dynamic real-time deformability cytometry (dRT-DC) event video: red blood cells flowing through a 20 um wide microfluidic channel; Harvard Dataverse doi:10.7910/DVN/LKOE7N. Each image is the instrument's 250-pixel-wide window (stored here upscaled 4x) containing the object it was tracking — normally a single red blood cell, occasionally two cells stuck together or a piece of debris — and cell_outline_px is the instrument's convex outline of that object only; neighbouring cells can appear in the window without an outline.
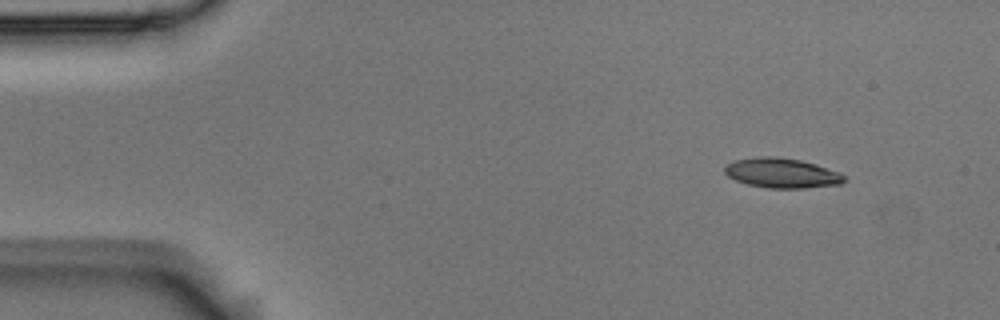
{"species": "Egyptian fruit bat (a non-hibernating species)", "species_latin": "Rousettus aegyptiacus", "temperature_condition": "room temperature", "stored_images_in_passage": 5, "camera_frame_rate_fps": 3000, "um_per_image_px": 0.085, "animal": {"sex": "male"}, "frame": {"image": 1, "passage_image": 1, "time_ms": 0.0, "image_size_px": [1000, 320], "cell_outline_px": [[848, 180], [840, 184], [804, 188], [768, 188], [748, 184], [736, 180], [728, 176], [724, 172], [724, 168], [728, 164], [736, 160], [760, 156], [776, 156], [800, 160], [816, 164], [840, 172]], "centroid_in_image_um": [66.49, 14.71], "position_along_channel_um": 18.5, "area_um2": 20.75}}
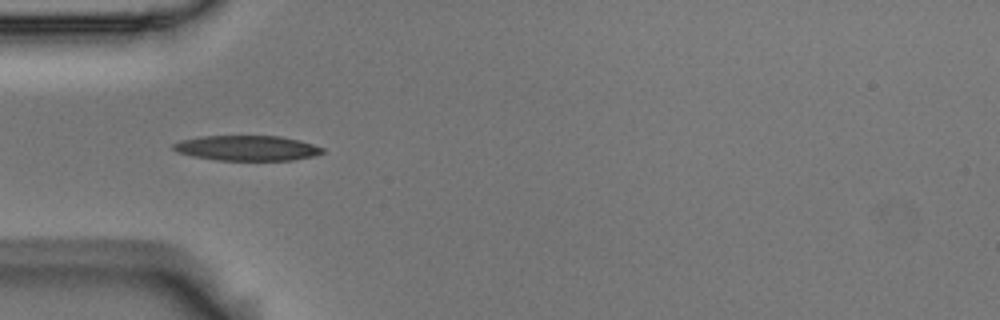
{"frame": {"image": 2, "passage_image": 4, "time_ms": 1.0, "image_size_px": [1000, 320], "cell_outline_px": [[324, 152], [312, 156], [292, 160], [216, 160], [192, 156], [176, 152], [172, 148], [172, 144], [180, 140], [200, 136], [280, 136], [300, 140], [324, 148]], "centroid_in_image_um": [20.96, 12.58], "position_along_channel_um": 64.0, "area_um2": 21.91}}
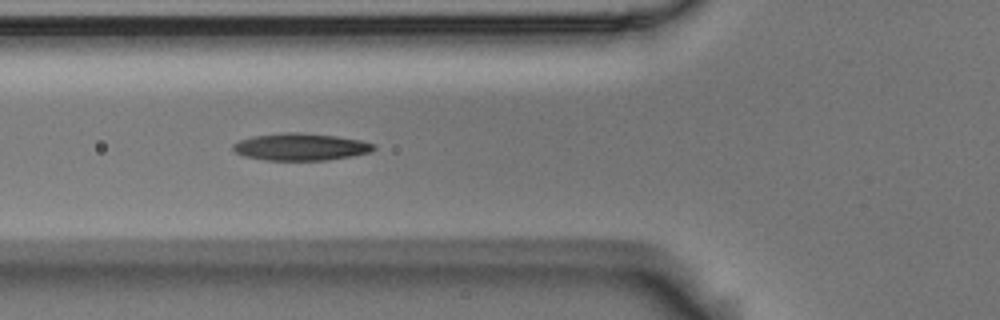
{"frame": {"image": 3, "passage_image": 5, "time_ms": 1.333, "image_size_px": [1000, 320], "cell_outline_px": [[376, 148], [368, 152], [352, 156], [328, 160], [268, 160], [244, 156], [236, 152], [232, 148], [232, 144], [240, 140], [252, 136], [280, 132], [300, 132], [336, 136], [360, 140], [376, 144]], "centroid_in_image_um": [25.55, 12.47], "position_along_channel_um": 100.3, "area_um2": 22.31}}